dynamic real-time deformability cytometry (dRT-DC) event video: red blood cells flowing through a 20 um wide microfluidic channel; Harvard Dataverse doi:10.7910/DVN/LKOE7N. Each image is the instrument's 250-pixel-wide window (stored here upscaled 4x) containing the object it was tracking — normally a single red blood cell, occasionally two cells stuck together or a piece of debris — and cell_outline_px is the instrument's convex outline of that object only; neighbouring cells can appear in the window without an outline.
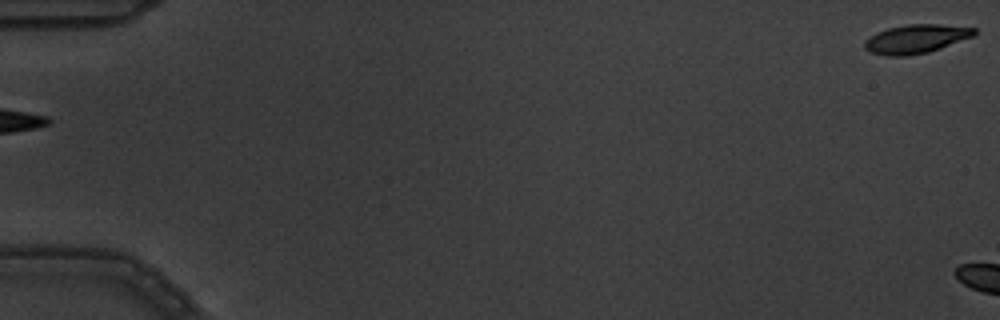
{"species": "common noctule bat (a hibernating species)", "species_latin": "Nyctalus noctula", "temperature_condition": "warm", "stored_images_in_passage": 3, "segment_of_instrument_passage": [2, 2], "camera_frame_rate_fps": 3000, "um_per_image_px": 0.085, "animal": {"sex": "male", "body_mass_g": 19.5, "forearm_length_mm": 54.6}, "frame": {"image": 1, "passage_image": 3, "time_ms": 0.667, "image_size_px": [1000, 320], "cell_outline_px": [[976, 32], [972, 36], [940, 48], [928, 52], [904, 56], [888, 56], [872, 52], [864, 48], [864, 40], [876, 32], [888, 28], [908, 24], [940, 24], [976, 28]], "centroid_in_image_um": [77.82, 3.3], "position_along_channel_um": 7.2, "area_um2": 18.21}}